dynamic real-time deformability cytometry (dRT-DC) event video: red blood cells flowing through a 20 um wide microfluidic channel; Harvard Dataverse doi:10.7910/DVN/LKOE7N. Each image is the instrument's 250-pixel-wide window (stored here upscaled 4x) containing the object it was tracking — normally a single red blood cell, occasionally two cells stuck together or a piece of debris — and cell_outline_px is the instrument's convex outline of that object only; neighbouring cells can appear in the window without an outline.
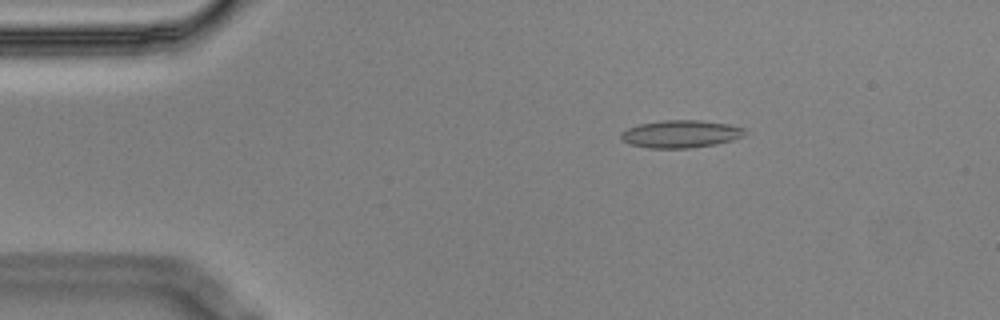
{"species": "Egyptian fruit bat (a non-hibernating species)", "species_latin": "Rousettus aegyptiacus", "temperature_condition": "cold", "stored_images_in_passage": 4, "camera_frame_rate_fps": 3000, "um_per_image_px": 0.085, "animal": {"sex": "male"}, "frame": {"image": 1, "passage_image": 3, "time_ms": 0.667, "image_size_px": [1000, 320], "cell_outline_px": [[748, 132], [744, 136], [732, 140], [716, 144], [688, 148], [648, 148], [628, 144], [620, 140], [620, 132], [628, 128], [640, 124], [664, 120], [700, 120], [728, 124], [748, 128]], "centroid_in_image_um": [57.88, 11.39], "position_along_channel_um": 27.1, "area_um2": 20.17}}